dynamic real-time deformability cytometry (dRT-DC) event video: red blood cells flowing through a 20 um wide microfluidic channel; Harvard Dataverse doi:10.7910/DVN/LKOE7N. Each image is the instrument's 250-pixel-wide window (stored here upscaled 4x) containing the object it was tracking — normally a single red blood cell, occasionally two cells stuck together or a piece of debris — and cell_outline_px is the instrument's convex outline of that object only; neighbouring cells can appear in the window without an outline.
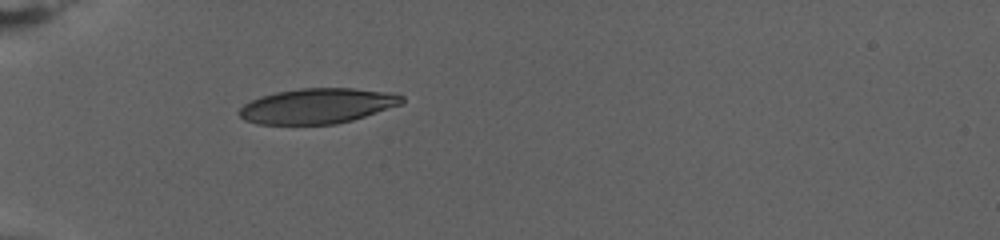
{"species": "human", "species_latin": "Homo sapiens", "temperature_condition": "warm", "stored_images_in_passage": 53, "camera_frame_rate_fps": 3000, "um_per_image_px": 0.085, "donor": {"sex": "female"}, "frame": {"image": 1, "passage_image": 1, "time_ms": 0.0, "image_size_px": [1000, 240], "cell_outline_px": [[404, 104], [352, 120], [336, 124], [256, 124], [244, 120], [240, 116], [240, 108], [244, 104], [260, 96], [276, 92], [300, 88], [352, 88], [392, 92], [404, 96]], "centroid_in_image_um": [27.02, 9.0], "position_along_channel_um": 58.0, "area_um2": 33.52}}
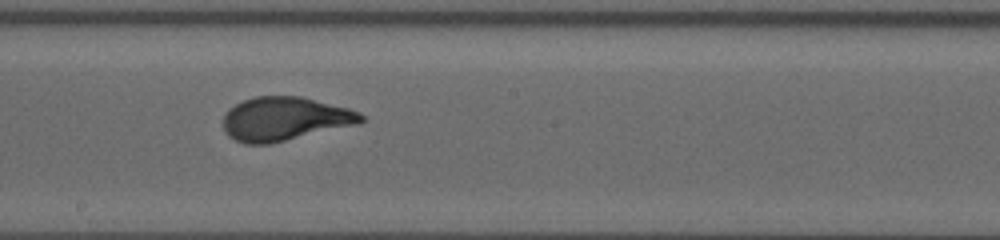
{"frame": {"image": 2, "passage_image": 21, "time_ms": 6.667, "image_size_px": [1000, 240], "cell_outline_px": [[364, 120], [352, 124], [272, 144], [244, 144], [228, 136], [224, 132], [224, 116], [228, 108], [244, 100], [256, 96], [300, 96], [348, 108], [360, 112], [364, 116]], "centroid_in_image_um": [24.14, 10.1], "position_along_channel_um": 224.1, "area_um2": 34.74}}
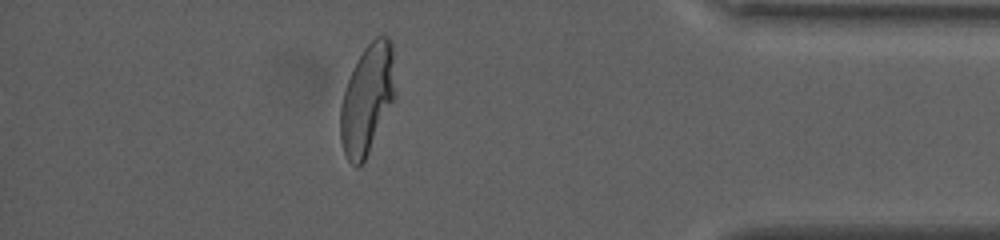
{"frame": {"image": 3, "passage_image": 44, "time_ms": 14.333, "image_size_px": [1000, 240], "cell_outline_px": [[392, 100], [368, 152], [364, 160], [356, 168], [348, 160], [344, 152], [340, 140], [340, 108], [344, 92], [348, 80], [364, 48], [376, 36], [388, 36], [392, 44]], "centroid_in_image_um": [31.15, 8.44], "position_along_channel_um": 404.1, "area_um2": 33.35}, "authors_computed_cell_mechanics": {"area_um2": 34.7378, "velocity_mm_per_s": 2.7289, "shape_relaxation_time_tau1_ms": 6.2746, "shape_relaxation_time_tau2_ms": null, "deformation_change_tau1": 0.2321, "deformation_change_tau2": null}}